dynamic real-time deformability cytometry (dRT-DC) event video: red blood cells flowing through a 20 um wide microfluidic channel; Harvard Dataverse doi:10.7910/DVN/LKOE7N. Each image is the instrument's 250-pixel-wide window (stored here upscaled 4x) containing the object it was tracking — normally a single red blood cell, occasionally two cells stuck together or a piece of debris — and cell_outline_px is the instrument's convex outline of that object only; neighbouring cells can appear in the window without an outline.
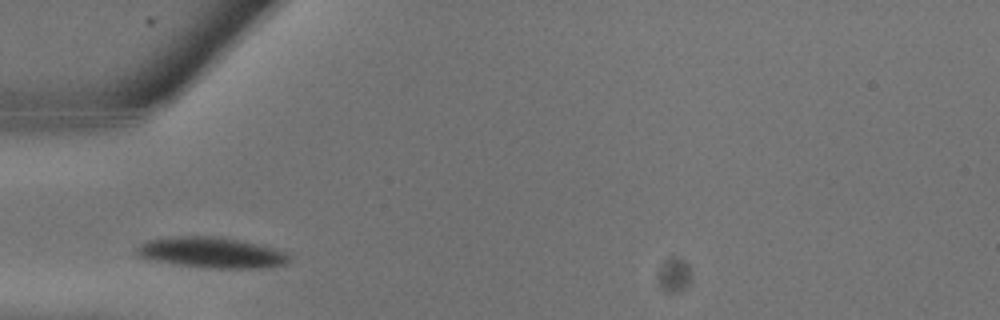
{"species": "common noctule bat (a hibernating species)", "species_latin": "Nyctalus noctula", "temperature_condition": "warm", "stored_images_in_passage": 3, "camera_frame_rate_fps": 3000, "um_per_image_px": 0.085, "animal": {"sex": "male", "body_mass_g": 13.3}, "frame": {"image": 1, "passage_image": 2, "time_ms": 0.333, "image_size_px": [1000, 320], "cell_outline_px": [[292, 260], [288, 264], [268, 268], [208, 268], [180, 264], [156, 260], [136, 256], [136, 248], [140, 244], [148, 240], [168, 236], [220, 236], [240, 240], [292, 252]], "centroid_in_image_um": [18.09, 21.46], "position_along_channel_um": 66.9, "area_um2": 27.74}}